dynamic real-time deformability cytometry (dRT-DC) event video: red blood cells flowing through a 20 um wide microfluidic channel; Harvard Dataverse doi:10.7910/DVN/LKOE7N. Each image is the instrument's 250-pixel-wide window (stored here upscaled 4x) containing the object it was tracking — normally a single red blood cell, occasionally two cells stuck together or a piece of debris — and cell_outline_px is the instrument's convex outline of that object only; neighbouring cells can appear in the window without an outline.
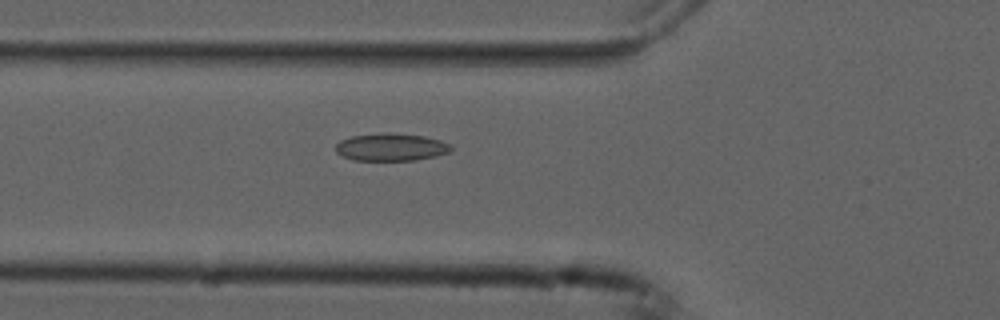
{"species": "common noctule bat (a hibernating species)", "species_latin": "Nyctalus noctula", "temperature_condition": "cold", "stored_images_in_passage": 39, "camera_frame_rate_fps": 3000, "um_per_image_px": 0.085, "animal": {"sex": "male", "forearm_length_mm": 52.5}, "frame": {"image": 1, "passage_image": 4, "time_ms": 1.0, "image_size_px": [1000, 320], "cell_outline_px": [[452, 148], [448, 152], [436, 156], [416, 160], [352, 160], [336, 152], [336, 144], [340, 140], [352, 136], [388, 132], [424, 136], [440, 140], [448, 144]], "centroid_in_image_um": [33.22, 12.5], "position_along_channel_um": 92.6, "area_um2": 18.38}}
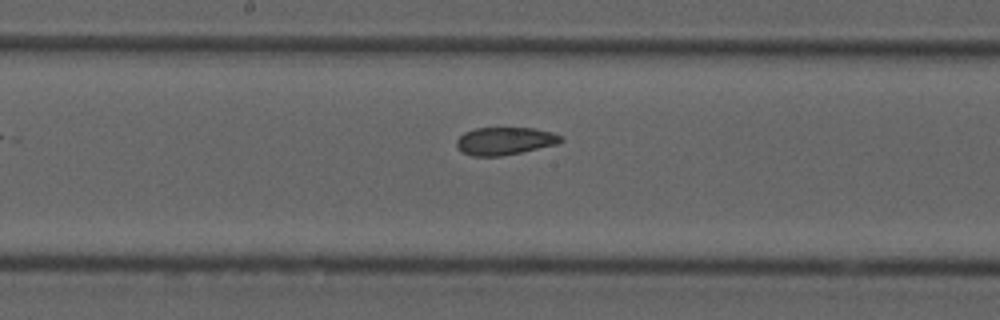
{"frame": {"image": 2, "passage_image": 13, "time_ms": 4.0, "image_size_px": [1000, 320], "cell_outline_px": [[564, 140], [556, 144], [520, 152], [500, 156], [472, 156], [464, 152], [456, 144], [456, 140], [464, 132], [476, 128], [532, 128], [552, 132], [564, 136]], "centroid_in_image_um": [42.93, 11.97], "position_along_channel_um": 205.3, "area_um2": 16.65}}
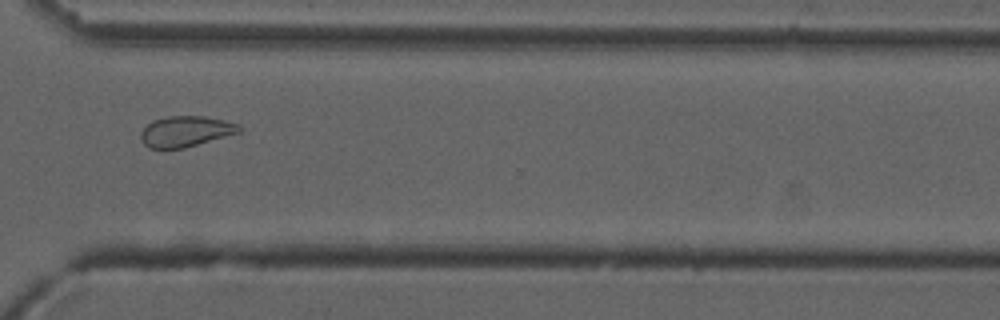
{"frame": {"image": 3, "passage_image": 25, "time_ms": 8.0, "image_size_px": [1000, 320], "cell_outline_px": [[240, 132], [184, 148], [148, 148], [140, 140], [140, 132], [152, 120], [168, 116], [204, 116], [224, 120], [236, 124], [240, 128]], "centroid_in_image_um": [15.73, 11.17], "position_along_channel_um": 354.9, "area_um2": 17.46}, "authors_computed_cell_mechanics": {"area_um2": 17.9758, "velocity_mm_per_s": 3.7395, "shape_relaxation_time_tau1_ms": null, "shape_relaxation_time_tau2_ms": 2.5622, "deformation_change_tau1": null, "deformation_change_tau2": 0.0853}}